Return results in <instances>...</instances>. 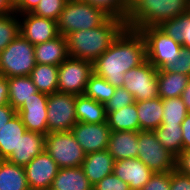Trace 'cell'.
Here are the masks:
<instances>
[{"label":"cell","mask_w":190,"mask_h":190,"mask_svg":"<svg viewBox=\"0 0 190 190\" xmlns=\"http://www.w3.org/2000/svg\"><path fill=\"white\" fill-rule=\"evenodd\" d=\"M15 7L9 2V0H0V16L6 14H14Z\"/></svg>","instance_id":"7dc6e473"},{"label":"cell","mask_w":190,"mask_h":190,"mask_svg":"<svg viewBox=\"0 0 190 190\" xmlns=\"http://www.w3.org/2000/svg\"><path fill=\"white\" fill-rule=\"evenodd\" d=\"M29 77L39 92L52 94L58 90V66L36 64Z\"/></svg>","instance_id":"f1b7e54d"},{"label":"cell","mask_w":190,"mask_h":190,"mask_svg":"<svg viewBox=\"0 0 190 190\" xmlns=\"http://www.w3.org/2000/svg\"><path fill=\"white\" fill-rule=\"evenodd\" d=\"M182 138H183V151L190 149V113L187 114L181 123Z\"/></svg>","instance_id":"7bdbcfd3"},{"label":"cell","mask_w":190,"mask_h":190,"mask_svg":"<svg viewBox=\"0 0 190 190\" xmlns=\"http://www.w3.org/2000/svg\"><path fill=\"white\" fill-rule=\"evenodd\" d=\"M156 69L149 61L124 73L123 87L134 97L135 101L149 100L158 95Z\"/></svg>","instance_id":"8fae6325"},{"label":"cell","mask_w":190,"mask_h":190,"mask_svg":"<svg viewBox=\"0 0 190 190\" xmlns=\"http://www.w3.org/2000/svg\"><path fill=\"white\" fill-rule=\"evenodd\" d=\"M34 45L19 34L0 52V75L29 76L35 67Z\"/></svg>","instance_id":"8992f818"},{"label":"cell","mask_w":190,"mask_h":190,"mask_svg":"<svg viewBox=\"0 0 190 190\" xmlns=\"http://www.w3.org/2000/svg\"><path fill=\"white\" fill-rule=\"evenodd\" d=\"M45 151L59 168L80 167L86 153L70 132H49L45 137Z\"/></svg>","instance_id":"52a82bcc"},{"label":"cell","mask_w":190,"mask_h":190,"mask_svg":"<svg viewBox=\"0 0 190 190\" xmlns=\"http://www.w3.org/2000/svg\"><path fill=\"white\" fill-rule=\"evenodd\" d=\"M50 190H93L83 168H59Z\"/></svg>","instance_id":"7402d4cb"},{"label":"cell","mask_w":190,"mask_h":190,"mask_svg":"<svg viewBox=\"0 0 190 190\" xmlns=\"http://www.w3.org/2000/svg\"><path fill=\"white\" fill-rule=\"evenodd\" d=\"M182 47L190 48V10L180 16L163 21L159 26Z\"/></svg>","instance_id":"f546056e"},{"label":"cell","mask_w":190,"mask_h":190,"mask_svg":"<svg viewBox=\"0 0 190 190\" xmlns=\"http://www.w3.org/2000/svg\"><path fill=\"white\" fill-rule=\"evenodd\" d=\"M138 155L153 173H165L176 168V158L158 141L154 131H138Z\"/></svg>","instance_id":"ba28073f"},{"label":"cell","mask_w":190,"mask_h":190,"mask_svg":"<svg viewBox=\"0 0 190 190\" xmlns=\"http://www.w3.org/2000/svg\"><path fill=\"white\" fill-rule=\"evenodd\" d=\"M22 15L26 18L22 24L20 22V34L32 45L44 43L60 35L57 21L37 16L31 12Z\"/></svg>","instance_id":"9a60e30c"},{"label":"cell","mask_w":190,"mask_h":190,"mask_svg":"<svg viewBox=\"0 0 190 190\" xmlns=\"http://www.w3.org/2000/svg\"><path fill=\"white\" fill-rule=\"evenodd\" d=\"M76 95L54 92L48 94V132H70L78 122L75 115Z\"/></svg>","instance_id":"9c48e42d"},{"label":"cell","mask_w":190,"mask_h":190,"mask_svg":"<svg viewBox=\"0 0 190 190\" xmlns=\"http://www.w3.org/2000/svg\"><path fill=\"white\" fill-rule=\"evenodd\" d=\"M165 70L190 76V48L182 47L180 56L175 62L167 66Z\"/></svg>","instance_id":"74e56055"},{"label":"cell","mask_w":190,"mask_h":190,"mask_svg":"<svg viewBox=\"0 0 190 190\" xmlns=\"http://www.w3.org/2000/svg\"><path fill=\"white\" fill-rule=\"evenodd\" d=\"M138 131H112L108 151L115 161L137 158Z\"/></svg>","instance_id":"ffe728a7"},{"label":"cell","mask_w":190,"mask_h":190,"mask_svg":"<svg viewBox=\"0 0 190 190\" xmlns=\"http://www.w3.org/2000/svg\"><path fill=\"white\" fill-rule=\"evenodd\" d=\"M158 141L170 154L177 158L183 151V138L181 125L161 124L154 130Z\"/></svg>","instance_id":"4dcf8cb0"},{"label":"cell","mask_w":190,"mask_h":190,"mask_svg":"<svg viewBox=\"0 0 190 190\" xmlns=\"http://www.w3.org/2000/svg\"><path fill=\"white\" fill-rule=\"evenodd\" d=\"M190 10V0H131L126 19L127 28L137 30L159 26L163 21L176 18Z\"/></svg>","instance_id":"3957f363"},{"label":"cell","mask_w":190,"mask_h":190,"mask_svg":"<svg viewBox=\"0 0 190 190\" xmlns=\"http://www.w3.org/2000/svg\"><path fill=\"white\" fill-rule=\"evenodd\" d=\"M16 113L17 111L10 104L0 106V130Z\"/></svg>","instance_id":"ee69618b"},{"label":"cell","mask_w":190,"mask_h":190,"mask_svg":"<svg viewBox=\"0 0 190 190\" xmlns=\"http://www.w3.org/2000/svg\"><path fill=\"white\" fill-rule=\"evenodd\" d=\"M34 55L36 64L61 65L68 57L66 37H58L34 45Z\"/></svg>","instance_id":"d6986e66"},{"label":"cell","mask_w":190,"mask_h":190,"mask_svg":"<svg viewBox=\"0 0 190 190\" xmlns=\"http://www.w3.org/2000/svg\"><path fill=\"white\" fill-rule=\"evenodd\" d=\"M163 118L162 124L181 125L188 114L181 97L162 99Z\"/></svg>","instance_id":"d6a6232c"},{"label":"cell","mask_w":190,"mask_h":190,"mask_svg":"<svg viewBox=\"0 0 190 190\" xmlns=\"http://www.w3.org/2000/svg\"><path fill=\"white\" fill-rule=\"evenodd\" d=\"M190 76L159 70L157 73L158 95L162 99L181 97Z\"/></svg>","instance_id":"d4e9b609"},{"label":"cell","mask_w":190,"mask_h":190,"mask_svg":"<svg viewBox=\"0 0 190 190\" xmlns=\"http://www.w3.org/2000/svg\"><path fill=\"white\" fill-rule=\"evenodd\" d=\"M171 171L154 173L141 190H171Z\"/></svg>","instance_id":"f35d334b"},{"label":"cell","mask_w":190,"mask_h":190,"mask_svg":"<svg viewBox=\"0 0 190 190\" xmlns=\"http://www.w3.org/2000/svg\"><path fill=\"white\" fill-rule=\"evenodd\" d=\"M138 113L139 131H154L162 124V98L155 97L149 100L135 101Z\"/></svg>","instance_id":"44dd1931"},{"label":"cell","mask_w":190,"mask_h":190,"mask_svg":"<svg viewBox=\"0 0 190 190\" xmlns=\"http://www.w3.org/2000/svg\"><path fill=\"white\" fill-rule=\"evenodd\" d=\"M135 103L133 95L124 87H116L112 97L105 102L106 111H117L124 106Z\"/></svg>","instance_id":"8d00e7d4"},{"label":"cell","mask_w":190,"mask_h":190,"mask_svg":"<svg viewBox=\"0 0 190 190\" xmlns=\"http://www.w3.org/2000/svg\"><path fill=\"white\" fill-rule=\"evenodd\" d=\"M9 104L17 110L24 101L38 93L37 87L33 84L29 76H14L7 78Z\"/></svg>","instance_id":"4316f807"},{"label":"cell","mask_w":190,"mask_h":190,"mask_svg":"<svg viewBox=\"0 0 190 190\" xmlns=\"http://www.w3.org/2000/svg\"><path fill=\"white\" fill-rule=\"evenodd\" d=\"M176 169L190 176V149L182 151L176 158Z\"/></svg>","instance_id":"b9f144b4"},{"label":"cell","mask_w":190,"mask_h":190,"mask_svg":"<svg viewBox=\"0 0 190 190\" xmlns=\"http://www.w3.org/2000/svg\"><path fill=\"white\" fill-rule=\"evenodd\" d=\"M47 102L48 94L34 93L33 97L16 110L27 131L39 132L47 135Z\"/></svg>","instance_id":"5bb4252c"},{"label":"cell","mask_w":190,"mask_h":190,"mask_svg":"<svg viewBox=\"0 0 190 190\" xmlns=\"http://www.w3.org/2000/svg\"><path fill=\"white\" fill-rule=\"evenodd\" d=\"M107 123L111 131H139L136 103L117 111H106Z\"/></svg>","instance_id":"83f0119b"},{"label":"cell","mask_w":190,"mask_h":190,"mask_svg":"<svg viewBox=\"0 0 190 190\" xmlns=\"http://www.w3.org/2000/svg\"><path fill=\"white\" fill-rule=\"evenodd\" d=\"M101 9L109 17L119 18L126 22L130 11L131 0H82Z\"/></svg>","instance_id":"836d02e7"},{"label":"cell","mask_w":190,"mask_h":190,"mask_svg":"<svg viewBox=\"0 0 190 190\" xmlns=\"http://www.w3.org/2000/svg\"><path fill=\"white\" fill-rule=\"evenodd\" d=\"M146 42L147 61L156 69L164 70L181 54L182 44L168 36L158 26L139 30Z\"/></svg>","instance_id":"5b68a950"},{"label":"cell","mask_w":190,"mask_h":190,"mask_svg":"<svg viewBox=\"0 0 190 190\" xmlns=\"http://www.w3.org/2000/svg\"><path fill=\"white\" fill-rule=\"evenodd\" d=\"M67 1L68 0H40L31 13L57 21Z\"/></svg>","instance_id":"d590c367"},{"label":"cell","mask_w":190,"mask_h":190,"mask_svg":"<svg viewBox=\"0 0 190 190\" xmlns=\"http://www.w3.org/2000/svg\"><path fill=\"white\" fill-rule=\"evenodd\" d=\"M171 190H190V176L181 173L178 169L171 170Z\"/></svg>","instance_id":"60d3db41"},{"label":"cell","mask_w":190,"mask_h":190,"mask_svg":"<svg viewBox=\"0 0 190 190\" xmlns=\"http://www.w3.org/2000/svg\"><path fill=\"white\" fill-rule=\"evenodd\" d=\"M93 190H130L129 185L111 173L100 180Z\"/></svg>","instance_id":"ab89813d"},{"label":"cell","mask_w":190,"mask_h":190,"mask_svg":"<svg viewBox=\"0 0 190 190\" xmlns=\"http://www.w3.org/2000/svg\"><path fill=\"white\" fill-rule=\"evenodd\" d=\"M109 16L101 9L82 0H68L57 20L63 36L78 30H88L102 25Z\"/></svg>","instance_id":"277c9868"},{"label":"cell","mask_w":190,"mask_h":190,"mask_svg":"<svg viewBox=\"0 0 190 190\" xmlns=\"http://www.w3.org/2000/svg\"><path fill=\"white\" fill-rule=\"evenodd\" d=\"M111 132L107 122H77L71 128V133L86 154L108 149Z\"/></svg>","instance_id":"7c38bea8"},{"label":"cell","mask_w":190,"mask_h":190,"mask_svg":"<svg viewBox=\"0 0 190 190\" xmlns=\"http://www.w3.org/2000/svg\"><path fill=\"white\" fill-rule=\"evenodd\" d=\"M39 2L40 0H21L20 3L15 7V13L32 12Z\"/></svg>","instance_id":"f6af8a7d"},{"label":"cell","mask_w":190,"mask_h":190,"mask_svg":"<svg viewBox=\"0 0 190 190\" xmlns=\"http://www.w3.org/2000/svg\"><path fill=\"white\" fill-rule=\"evenodd\" d=\"M45 137L46 135L39 132L26 131L20 138L16 151H13L6 160L25 167L33 158L45 150Z\"/></svg>","instance_id":"e0dca14e"},{"label":"cell","mask_w":190,"mask_h":190,"mask_svg":"<svg viewBox=\"0 0 190 190\" xmlns=\"http://www.w3.org/2000/svg\"><path fill=\"white\" fill-rule=\"evenodd\" d=\"M24 169L30 190H50L59 167L44 150L33 158Z\"/></svg>","instance_id":"4fadbf2b"},{"label":"cell","mask_w":190,"mask_h":190,"mask_svg":"<svg viewBox=\"0 0 190 190\" xmlns=\"http://www.w3.org/2000/svg\"><path fill=\"white\" fill-rule=\"evenodd\" d=\"M75 115L78 122L104 123L107 122V113L103 103L83 95H76Z\"/></svg>","instance_id":"cb8c5ba5"},{"label":"cell","mask_w":190,"mask_h":190,"mask_svg":"<svg viewBox=\"0 0 190 190\" xmlns=\"http://www.w3.org/2000/svg\"><path fill=\"white\" fill-rule=\"evenodd\" d=\"M113 174L126 182L130 190H141L154 173L140 159L131 158L115 161Z\"/></svg>","instance_id":"2e32d148"},{"label":"cell","mask_w":190,"mask_h":190,"mask_svg":"<svg viewBox=\"0 0 190 190\" xmlns=\"http://www.w3.org/2000/svg\"><path fill=\"white\" fill-rule=\"evenodd\" d=\"M9 104L8 81L5 76L0 75V106Z\"/></svg>","instance_id":"bcb514c9"},{"label":"cell","mask_w":190,"mask_h":190,"mask_svg":"<svg viewBox=\"0 0 190 190\" xmlns=\"http://www.w3.org/2000/svg\"><path fill=\"white\" fill-rule=\"evenodd\" d=\"M14 17L11 14L0 16V52L20 34V22Z\"/></svg>","instance_id":"e575fe53"},{"label":"cell","mask_w":190,"mask_h":190,"mask_svg":"<svg viewBox=\"0 0 190 190\" xmlns=\"http://www.w3.org/2000/svg\"><path fill=\"white\" fill-rule=\"evenodd\" d=\"M181 99L185 104L188 113H190V79L187 83V86L181 94Z\"/></svg>","instance_id":"c3c4849f"},{"label":"cell","mask_w":190,"mask_h":190,"mask_svg":"<svg viewBox=\"0 0 190 190\" xmlns=\"http://www.w3.org/2000/svg\"><path fill=\"white\" fill-rule=\"evenodd\" d=\"M115 160L108 149L86 154L81 167L89 183L94 187L100 180L113 173Z\"/></svg>","instance_id":"ac0fdd59"},{"label":"cell","mask_w":190,"mask_h":190,"mask_svg":"<svg viewBox=\"0 0 190 190\" xmlns=\"http://www.w3.org/2000/svg\"><path fill=\"white\" fill-rule=\"evenodd\" d=\"M0 190H30L24 167L0 159Z\"/></svg>","instance_id":"484cf974"},{"label":"cell","mask_w":190,"mask_h":190,"mask_svg":"<svg viewBox=\"0 0 190 190\" xmlns=\"http://www.w3.org/2000/svg\"><path fill=\"white\" fill-rule=\"evenodd\" d=\"M116 87L106 79L92 74L86 85L84 95L97 102L105 104L115 92Z\"/></svg>","instance_id":"1f68e13d"},{"label":"cell","mask_w":190,"mask_h":190,"mask_svg":"<svg viewBox=\"0 0 190 190\" xmlns=\"http://www.w3.org/2000/svg\"><path fill=\"white\" fill-rule=\"evenodd\" d=\"M21 0H9V2L14 6L16 7L19 3H20Z\"/></svg>","instance_id":"681fc988"},{"label":"cell","mask_w":190,"mask_h":190,"mask_svg":"<svg viewBox=\"0 0 190 190\" xmlns=\"http://www.w3.org/2000/svg\"><path fill=\"white\" fill-rule=\"evenodd\" d=\"M147 60L146 42L140 31L125 27L93 63V73L115 87H123L124 73Z\"/></svg>","instance_id":"6da1fadb"},{"label":"cell","mask_w":190,"mask_h":190,"mask_svg":"<svg viewBox=\"0 0 190 190\" xmlns=\"http://www.w3.org/2000/svg\"><path fill=\"white\" fill-rule=\"evenodd\" d=\"M125 27V22L121 19L109 17L99 27L67 34L68 54L70 57L94 63Z\"/></svg>","instance_id":"7a4b0ae2"},{"label":"cell","mask_w":190,"mask_h":190,"mask_svg":"<svg viewBox=\"0 0 190 190\" xmlns=\"http://www.w3.org/2000/svg\"><path fill=\"white\" fill-rule=\"evenodd\" d=\"M20 116L16 113L0 130V159H7L16 151L20 138L26 132Z\"/></svg>","instance_id":"603a6c76"},{"label":"cell","mask_w":190,"mask_h":190,"mask_svg":"<svg viewBox=\"0 0 190 190\" xmlns=\"http://www.w3.org/2000/svg\"><path fill=\"white\" fill-rule=\"evenodd\" d=\"M92 74L93 63L69 56L58 66L57 92L83 95Z\"/></svg>","instance_id":"30bf717a"}]
</instances>
